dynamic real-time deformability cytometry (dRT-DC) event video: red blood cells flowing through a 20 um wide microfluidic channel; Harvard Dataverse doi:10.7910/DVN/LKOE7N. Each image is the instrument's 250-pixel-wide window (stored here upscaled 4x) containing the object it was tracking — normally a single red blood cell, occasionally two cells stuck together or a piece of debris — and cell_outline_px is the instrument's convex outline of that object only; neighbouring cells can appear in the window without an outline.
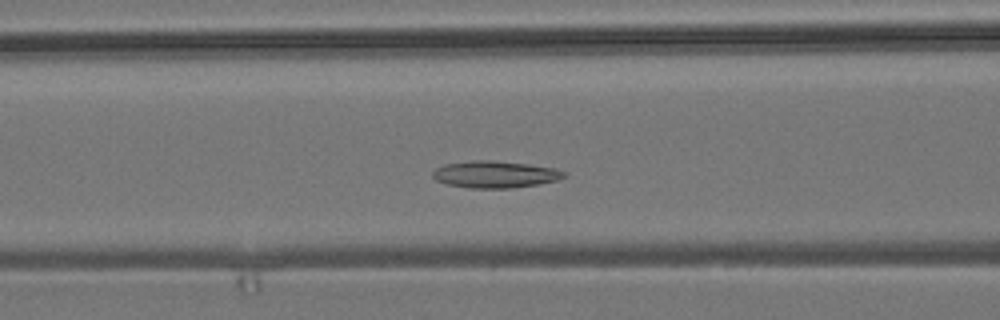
{"species": "common noctule bat (a hibernating species)", "species_latin": "Nyctalus noctula", "temperature_condition": "room temperature", "stored_images_in_passage": 49, "camera_frame_rate_fps": 3000, "um_per_image_px": 0.085, "animal": {"sex": "male", "body_mass_g": 19.2, "forearm_length_mm": 51.8}, "frame": {"image": 1, "passage_image": 16, "time_ms": 5.0, "image_size_px": [1000, 320], "cell_outline_px": [[568, 176], [556, 180], [536, 184], [512, 188], [468, 188], [448, 184], [436, 180], [432, 176], [432, 172], [436, 168], [444, 164], [472, 160], [488, 160], [528, 164], [556, 168], [568, 172]], "centroid_in_image_um": [42.09, 14.82], "position_along_channel_um": 124.5, "area_um2": 20.63}}
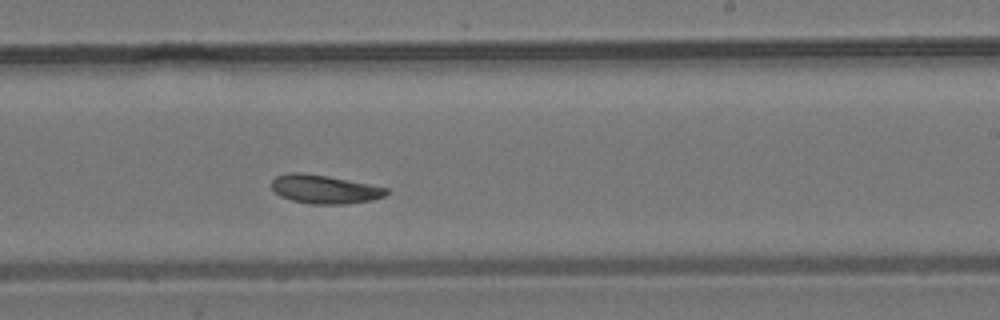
{"frame": {"image": 2, "passage_image": 27, "time_ms": 8.667, "image_size_px": [1000, 320], "cell_outline_px": [[388, 192], [384, 196], [372, 200], [348, 204], [312, 204], [292, 200], [280, 196], [272, 188], [272, 180], [276, 176], [288, 172], [300, 172], [328, 176], [388, 188]], "centroid_in_image_um": [27.57, 16.08], "position_along_channel_um": 261.4, "area_um2": 19.07}}
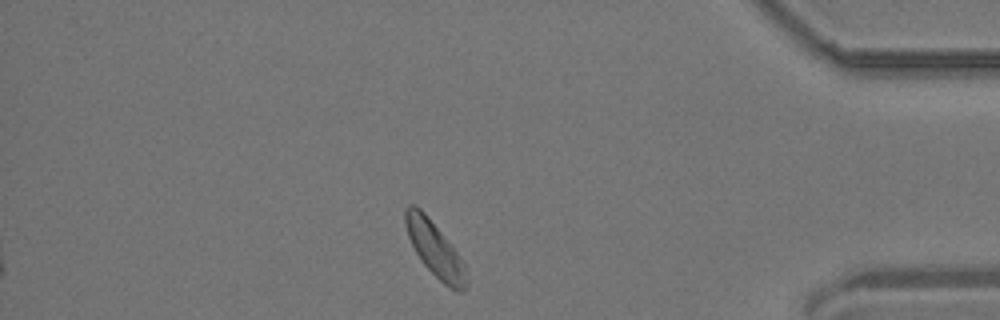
{"frame": {"image": 3, "passage_image": 41, "time_ms": 13.333, "image_size_px": [1000, 320], "cell_outline_px": [[468, 284], [464, 292], [456, 292], [444, 284], [424, 264], [416, 252], [408, 236], [404, 220], [404, 208], [408, 204], [412, 204], [420, 208], [424, 212], [456, 252], [464, 264], [468, 280]], "centroid_in_image_um": [36.96, 21.2], "position_along_channel_um": 398.2, "area_um2": 19.13}}